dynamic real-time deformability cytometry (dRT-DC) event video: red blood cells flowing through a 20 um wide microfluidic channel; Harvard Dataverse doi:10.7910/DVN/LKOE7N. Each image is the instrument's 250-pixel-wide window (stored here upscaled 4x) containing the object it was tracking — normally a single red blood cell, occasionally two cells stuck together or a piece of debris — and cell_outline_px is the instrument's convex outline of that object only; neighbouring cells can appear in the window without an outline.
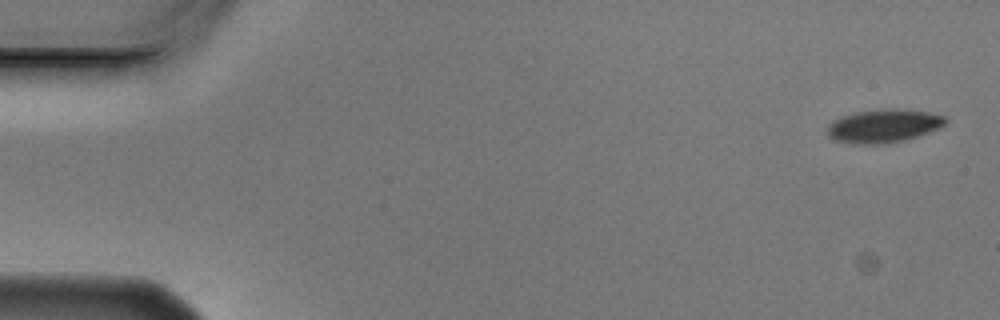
{"species": "Egyptian fruit bat (a non-hibernating species)", "species_latin": "Rousettus aegyptiacus", "temperature_condition": "cold", "stored_images_in_passage": 5, "camera_frame_rate_fps": 3000, "um_per_image_px": 0.085, "animal": {"sex": "male"}, "frame": {"image": 1, "passage_image": 1, "time_ms": 0.0, "image_size_px": [1000, 320], "cell_outline_px": [[948, 120], [940, 128], [904, 140], [884, 144], [852, 144], [836, 140], [828, 136], [828, 124], [844, 116], [856, 112], [888, 108], [900, 108], [928, 112], [944, 116]], "centroid_in_image_um": [75.13, 10.7], "position_along_channel_um": 9.9, "area_um2": 22.83}}
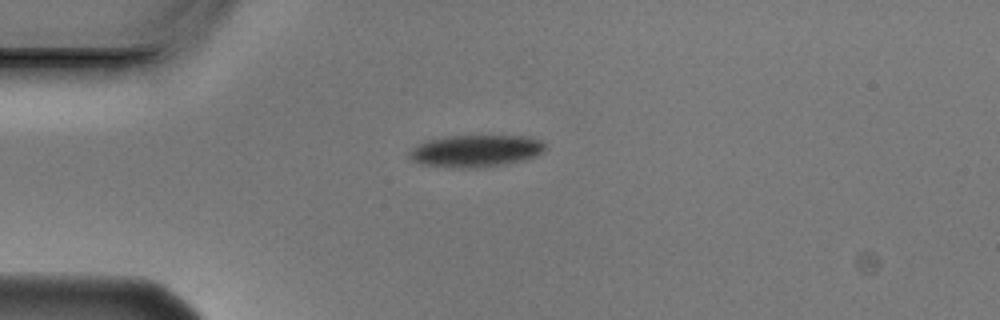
{"frame": {"image": 2, "passage_image": 4, "time_ms": 1.0, "image_size_px": [1000, 320], "cell_outline_px": [[544, 152], [536, 156], [524, 160], [504, 164], [476, 168], [460, 168], [420, 164], [412, 160], [408, 156], [408, 152], [412, 148], [428, 140], [448, 136], [528, 136], [544, 140]], "centroid_in_image_um": [40.46, 12.83], "position_along_channel_um": 44.5, "area_um2": 25.43}}